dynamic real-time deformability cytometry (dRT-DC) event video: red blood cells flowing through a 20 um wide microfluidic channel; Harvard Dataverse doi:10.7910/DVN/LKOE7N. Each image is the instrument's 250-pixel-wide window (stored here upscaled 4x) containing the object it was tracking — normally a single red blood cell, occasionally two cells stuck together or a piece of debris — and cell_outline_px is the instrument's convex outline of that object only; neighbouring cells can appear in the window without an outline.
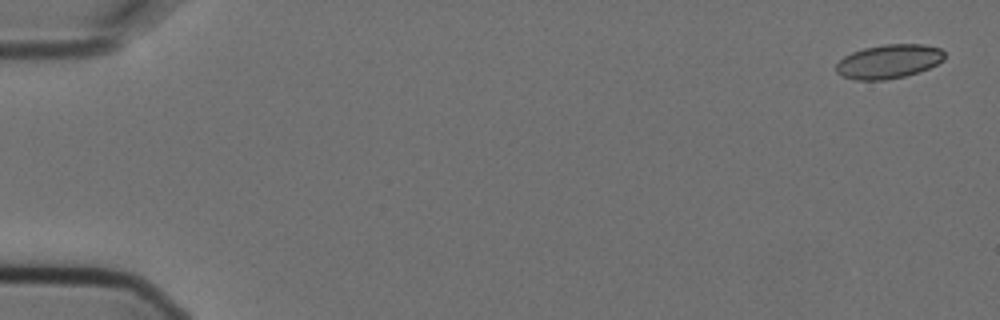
{"species": "Egyptian fruit bat (a non-hibernating species)", "species_latin": "Rousettus aegyptiacus", "temperature_condition": "cold", "stored_images_in_passage": 6, "camera_frame_rate_fps": 3000, "um_per_image_px": 0.085, "animal": {"sex": "female"}, "frame": {"image": 1, "passage_image": 1, "time_ms": 0.0, "image_size_px": [1000, 320], "cell_outline_px": [[944, 60], [928, 68], [904, 76], [884, 80], [856, 80], [844, 76], [836, 72], [836, 64], [844, 56], [852, 52], [864, 48], [884, 44], [924, 44], [940, 48], [944, 52]], "centroid_in_image_um": [75.54, 5.21], "position_along_channel_um": 9.5, "area_um2": 21.33}}
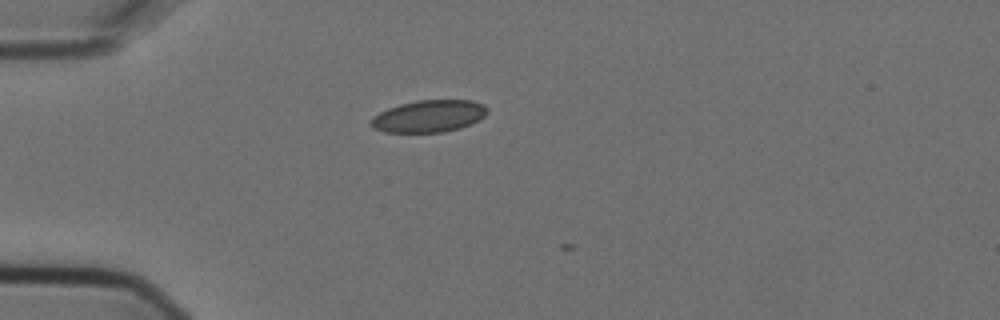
{"frame": {"image": 2, "passage_image": 5, "time_ms": 1.333, "image_size_px": [1000, 320], "cell_outline_px": [[488, 112], [480, 120], [460, 128], [444, 132], [384, 132], [372, 128], [372, 116], [388, 108], [400, 104], [416, 100], [472, 100], [484, 104], [488, 108]], "centroid_in_image_um": [36.48, 9.87], "position_along_channel_um": 48.5, "area_um2": 21.85}}